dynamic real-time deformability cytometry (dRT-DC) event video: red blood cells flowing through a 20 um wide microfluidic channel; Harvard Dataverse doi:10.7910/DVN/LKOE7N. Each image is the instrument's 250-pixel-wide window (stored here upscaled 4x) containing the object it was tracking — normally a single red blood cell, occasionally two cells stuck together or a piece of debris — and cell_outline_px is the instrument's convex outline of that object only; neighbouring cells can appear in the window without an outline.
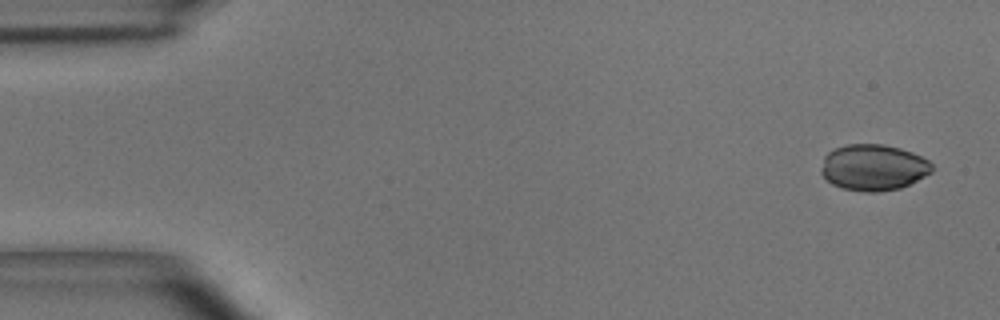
{"species": "common noctule bat (a hibernating species)", "species_latin": "Nyctalus noctula", "temperature_condition": "room temperature", "stored_images_in_passage": 4, "camera_frame_rate_fps": 3000, "um_per_image_px": 0.085, "animal": {"sex": "male", "body_mass_g": 15.6}, "frame": {"image": 1, "passage_image": 1, "time_ms": 0.0, "image_size_px": [1000, 320], "cell_outline_px": [[932, 172], [900, 188], [880, 192], [864, 192], [844, 188], [832, 184], [820, 172], [820, 168], [824, 156], [828, 152], [836, 148], [848, 144], [884, 144], [900, 148], [912, 152], [928, 160], [932, 164]], "centroid_in_image_um": [74.22, 14.23], "position_along_channel_um": 10.8, "area_um2": 29.77}}
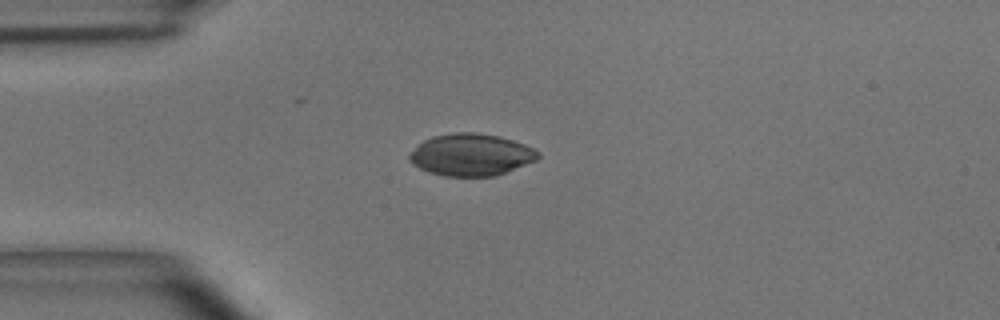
{"frame": {"image": 2, "passage_image": 3, "time_ms": 0.667, "image_size_px": [1000, 320], "cell_outline_px": [[540, 156], [536, 160], [496, 176], [444, 176], [428, 172], [412, 164], [408, 160], [408, 156], [424, 140], [432, 136], [456, 132], [476, 132], [500, 136], [524, 144], [540, 152]], "centroid_in_image_um": [40.04, 13.15], "position_along_channel_um": 45.0, "area_um2": 31.44}}